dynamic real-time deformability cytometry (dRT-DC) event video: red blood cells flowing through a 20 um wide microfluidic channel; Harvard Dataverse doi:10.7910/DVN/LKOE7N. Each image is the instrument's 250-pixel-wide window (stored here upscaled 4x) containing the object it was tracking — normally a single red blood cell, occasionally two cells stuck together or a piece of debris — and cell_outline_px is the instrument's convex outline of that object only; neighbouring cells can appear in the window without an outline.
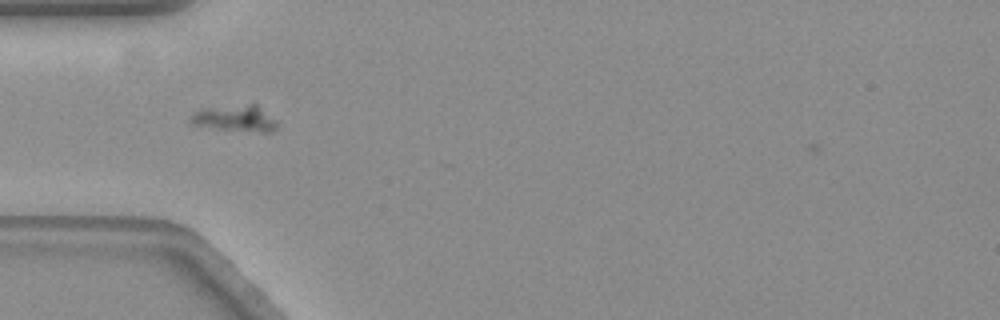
{"species": "common noctule bat (a hibernating species)", "species_latin": "Nyctalus noctula", "temperature_condition": "warm", "stored_images_in_passage": 42, "camera_frame_rate_fps": 3000, "um_per_image_px": 0.085, "animal": {"sex": "female", "body_mass_g": 19.3, "forearm_length_mm": 54.1}, "frame": {"image": 1, "passage_image": 1, "time_ms": 0.0, "image_size_px": [1000, 320], "cell_outline_px": [[276, 128], [272, 132], [260, 132], [216, 128], [192, 124], [188, 120], [196, 112], [204, 108], [248, 104], [256, 104], [276, 120]], "centroid_in_image_um": [20.02, 10.06], "position_along_channel_um": 65.0, "area_um2": 12.95}}
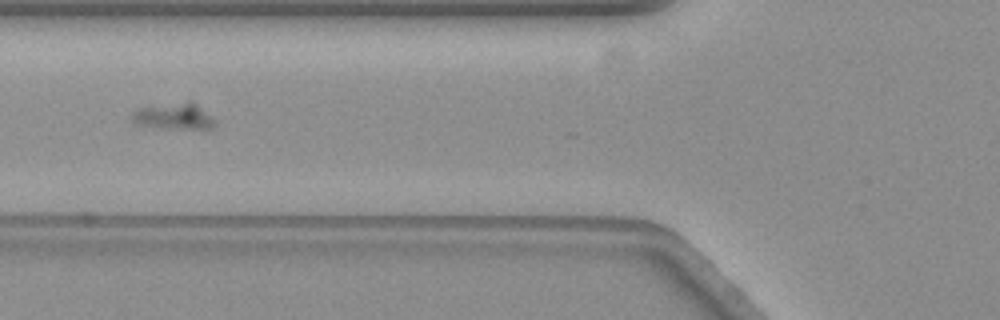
{"frame": {"image": 2, "passage_image": 5, "time_ms": 1.333, "image_size_px": [1000, 320], "cell_outline_px": [[216, 124], [208, 132], [204, 132], [136, 124], [132, 120], [132, 116], [136, 108], [188, 100], [192, 100]], "centroid_in_image_um": [14.84, 9.91], "position_along_channel_um": 111.0, "area_um2": 13.01}}
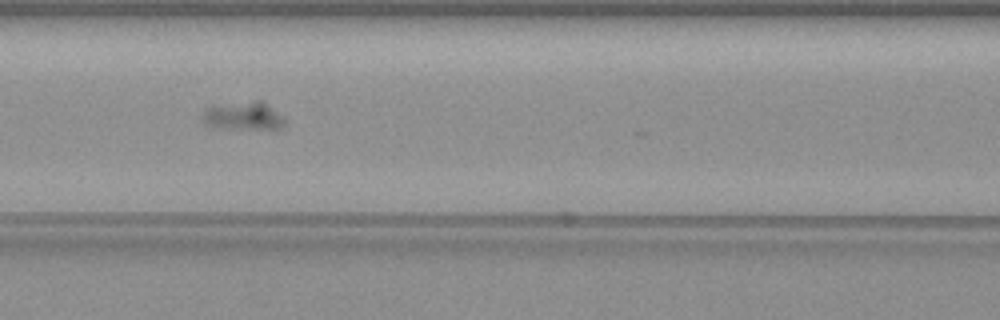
{"frame": {"image": 3, "passage_image": 8, "time_ms": 2.333, "image_size_px": [1000, 320], "cell_outline_px": [[284, 124], [280, 128], [232, 128], [208, 124], [204, 120], [204, 112], [208, 108], [256, 100], [264, 100], [284, 120]], "centroid_in_image_um": [20.77, 9.84], "position_along_channel_um": 145.8, "area_um2": 12.48}}